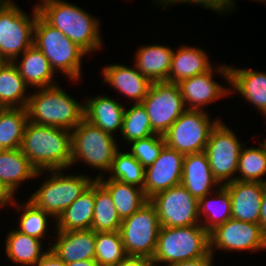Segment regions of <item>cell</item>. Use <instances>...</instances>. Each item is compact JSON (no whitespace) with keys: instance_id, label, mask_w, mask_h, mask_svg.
<instances>
[{"instance_id":"6da1fadb","label":"cell","mask_w":266,"mask_h":266,"mask_svg":"<svg viewBox=\"0 0 266 266\" xmlns=\"http://www.w3.org/2000/svg\"><path fill=\"white\" fill-rule=\"evenodd\" d=\"M39 2V3H38ZM36 3L39 16L59 29L87 55L104 47L100 20L75 3L64 0H40Z\"/></svg>"},{"instance_id":"7a4b0ae2","label":"cell","mask_w":266,"mask_h":266,"mask_svg":"<svg viewBox=\"0 0 266 266\" xmlns=\"http://www.w3.org/2000/svg\"><path fill=\"white\" fill-rule=\"evenodd\" d=\"M71 130L37 125L28 121L20 149L37 171L69 169Z\"/></svg>"},{"instance_id":"3957f363","label":"cell","mask_w":266,"mask_h":266,"mask_svg":"<svg viewBox=\"0 0 266 266\" xmlns=\"http://www.w3.org/2000/svg\"><path fill=\"white\" fill-rule=\"evenodd\" d=\"M59 85L31 90L28 119L37 125L72 131L84 119V101H77Z\"/></svg>"},{"instance_id":"277c9868","label":"cell","mask_w":266,"mask_h":266,"mask_svg":"<svg viewBox=\"0 0 266 266\" xmlns=\"http://www.w3.org/2000/svg\"><path fill=\"white\" fill-rule=\"evenodd\" d=\"M71 164L78 162L99 170L95 179L105 176L111 169L114 156L120 149L117 136L103 131L85 118L71 131ZM119 144V145H118Z\"/></svg>"},{"instance_id":"5b68a950","label":"cell","mask_w":266,"mask_h":266,"mask_svg":"<svg viewBox=\"0 0 266 266\" xmlns=\"http://www.w3.org/2000/svg\"><path fill=\"white\" fill-rule=\"evenodd\" d=\"M33 45L43 52L57 75L59 72L65 76V79L68 78V81H74V84L81 81L82 61L87 54L39 15L34 26Z\"/></svg>"},{"instance_id":"8992f818","label":"cell","mask_w":266,"mask_h":266,"mask_svg":"<svg viewBox=\"0 0 266 266\" xmlns=\"http://www.w3.org/2000/svg\"><path fill=\"white\" fill-rule=\"evenodd\" d=\"M209 252V233L201 224L186 227H160L152 262L154 266H168L202 258Z\"/></svg>"},{"instance_id":"52a82bcc","label":"cell","mask_w":266,"mask_h":266,"mask_svg":"<svg viewBox=\"0 0 266 266\" xmlns=\"http://www.w3.org/2000/svg\"><path fill=\"white\" fill-rule=\"evenodd\" d=\"M65 169L46 170L47 177L43 183L27 198L36 207L50 214L54 221L68 208L95 178L84 173H64Z\"/></svg>"},{"instance_id":"ba28073f","label":"cell","mask_w":266,"mask_h":266,"mask_svg":"<svg viewBox=\"0 0 266 266\" xmlns=\"http://www.w3.org/2000/svg\"><path fill=\"white\" fill-rule=\"evenodd\" d=\"M31 15L21 10L14 0L0 5V58L12 62L33 45L34 26L39 15L36 4Z\"/></svg>"},{"instance_id":"9c48e42d","label":"cell","mask_w":266,"mask_h":266,"mask_svg":"<svg viewBox=\"0 0 266 266\" xmlns=\"http://www.w3.org/2000/svg\"><path fill=\"white\" fill-rule=\"evenodd\" d=\"M220 120L212 119L208 111L187 109L164 133L165 144L184 155L203 152Z\"/></svg>"},{"instance_id":"30bf717a","label":"cell","mask_w":266,"mask_h":266,"mask_svg":"<svg viewBox=\"0 0 266 266\" xmlns=\"http://www.w3.org/2000/svg\"><path fill=\"white\" fill-rule=\"evenodd\" d=\"M160 224L154 205L148 200L138 211L122 220L119 229L127 256L152 260Z\"/></svg>"},{"instance_id":"8fae6325","label":"cell","mask_w":266,"mask_h":266,"mask_svg":"<svg viewBox=\"0 0 266 266\" xmlns=\"http://www.w3.org/2000/svg\"><path fill=\"white\" fill-rule=\"evenodd\" d=\"M223 120L211 130L204 152L220 185L236 180L238 160L245 143ZM236 174V175H235Z\"/></svg>"},{"instance_id":"7c38bea8","label":"cell","mask_w":266,"mask_h":266,"mask_svg":"<svg viewBox=\"0 0 266 266\" xmlns=\"http://www.w3.org/2000/svg\"><path fill=\"white\" fill-rule=\"evenodd\" d=\"M141 104L144 106L156 134L164 135L187 110L178 84L153 82Z\"/></svg>"},{"instance_id":"4fadbf2b","label":"cell","mask_w":266,"mask_h":266,"mask_svg":"<svg viewBox=\"0 0 266 266\" xmlns=\"http://www.w3.org/2000/svg\"><path fill=\"white\" fill-rule=\"evenodd\" d=\"M210 252H259L266 250V233L260 224L229 219L209 233Z\"/></svg>"},{"instance_id":"5bb4252c","label":"cell","mask_w":266,"mask_h":266,"mask_svg":"<svg viewBox=\"0 0 266 266\" xmlns=\"http://www.w3.org/2000/svg\"><path fill=\"white\" fill-rule=\"evenodd\" d=\"M216 65V67L212 66L207 72L195 75L178 83L186 109L207 111V108L211 104L217 102L216 100L220 101L221 98L224 99L226 96L230 97V86L220 84L214 77L215 75H219L221 79L228 82H225V84H230L229 65Z\"/></svg>"},{"instance_id":"9a60e30c","label":"cell","mask_w":266,"mask_h":266,"mask_svg":"<svg viewBox=\"0 0 266 266\" xmlns=\"http://www.w3.org/2000/svg\"><path fill=\"white\" fill-rule=\"evenodd\" d=\"M154 205L160 227H186L200 224L198 199L181 184L154 195Z\"/></svg>"},{"instance_id":"2e32d148","label":"cell","mask_w":266,"mask_h":266,"mask_svg":"<svg viewBox=\"0 0 266 266\" xmlns=\"http://www.w3.org/2000/svg\"><path fill=\"white\" fill-rule=\"evenodd\" d=\"M184 156L165 145L157 159L145 168L143 191L148 200L157 193L180 184Z\"/></svg>"},{"instance_id":"e0dca14e","label":"cell","mask_w":266,"mask_h":266,"mask_svg":"<svg viewBox=\"0 0 266 266\" xmlns=\"http://www.w3.org/2000/svg\"><path fill=\"white\" fill-rule=\"evenodd\" d=\"M53 229L54 235L51 238L55 241L49 240L48 246L64 263L95 260V231L91 229L55 231V226Z\"/></svg>"},{"instance_id":"ac0fdd59","label":"cell","mask_w":266,"mask_h":266,"mask_svg":"<svg viewBox=\"0 0 266 266\" xmlns=\"http://www.w3.org/2000/svg\"><path fill=\"white\" fill-rule=\"evenodd\" d=\"M103 84L117 90L122 97L128 98L133 104L141 103L146 97L151 82L134 66L113 63L106 64L102 70Z\"/></svg>"},{"instance_id":"d6986e66","label":"cell","mask_w":266,"mask_h":266,"mask_svg":"<svg viewBox=\"0 0 266 266\" xmlns=\"http://www.w3.org/2000/svg\"><path fill=\"white\" fill-rule=\"evenodd\" d=\"M229 68L230 95L239 94L247 101L245 103L253 105L266 121V72L246 68V65L245 68L229 65Z\"/></svg>"},{"instance_id":"ffe728a7","label":"cell","mask_w":266,"mask_h":266,"mask_svg":"<svg viewBox=\"0 0 266 266\" xmlns=\"http://www.w3.org/2000/svg\"><path fill=\"white\" fill-rule=\"evenodd\" d=\"M96 95L88 96L84 101V118L114 136L121 133L126 104L105 93Z\"/></svg>"},{"instance_id":"44dd1931","label":"cell","mask_w":266,"mask_h":266,"mask_svg":"<svg viewBox=\"0 0 266 266\" xmlns=\"http://www.w3.org/2000/svg\"><path fill=\"white\" fill-rule=\"evenodd\" d=\"M224 186L230 193L232 218L260 224L263 183L235 180Z\"/></svg>"},{"instance_id":"7402d4cb","label":"cell","mask_w":266,"mask_h":266,"mask_svg":"<svg viewBox=\"0 0 266 266\" xmlns=\"http://www.w3.org/2000/svg\"><path fill=\"white\" fill-rule=\"evenodd\" d=\"M180 184L200 199L215 191L220 184L213 177L206 153L186 154Z\"/></svg>"},{"instance_id":"603a6c76","label":"cell","mask_w":266,"mask_h":266,"mask_svg":"<svg viewBox=\"0 0 266 266\" xmlns=\"http://www.w3.org/2000/svg\"><path fill=\"white\" fill-rule=\"evenodd\" d=\"M134 54V66L151 83L168 79L175 48L169 45L144 44Z\"/></svg>"},{"instance_id":"cb8c5ba5","label":"cell","mask_w":266,"mask_h":266,"mask_svg":"<svg viewBox=\"0 0 266 266\" xmlns=\"http://www.w3.org/2000/svg\"><path fill=\"white\" fill-rule=\"evenodd\" d=\"M12 62L30 89L51 87L60 83L56 82L57 75L51 68L48 59L35 45L30 46Z\"/></svg>"},{"instance_id":"d4e9b609","label":"cell","mask_w":266,"mask_h":266,"mask_svg":"<svg viewBox=\"0 0 266 266\" xmlns=\"http://www.w3.org/2000/svg\"><path fill=\"white\" fill-rule=\"evenodd\" d=\"M201 47L184 45L177 47L172 55L171 68L166 82L178 84L182 80L207 72L211 64L210 56Z\"/></svg>"},{"instance_id":"484cf974","label":"cell","mask_w":266,"mask_h":266,"mask_svg":"<svg viewBox=\"0 0 266 266\" xmlns=\"http://www.w3.org/2000/svg\"><path fill=\"white\" fill-rule=\"evenodd\" d=\"M45 171H37L29 162L28 157L18 149H6L0 154V181L14 194L23 182L41 178Z\"/></svg>"},{"instance_id":"4316f807","label":"cell","mask_w":266,"mask_h":266,"mask_svg":"<svg viewBox=\"0 0 266 266\" xmlns=\"http://www.w3.org/2000/svg\"><path fill=\"white\" fill-rule=\"evenodd\" d=\"M9 230L4 240V252L6 258L13 262V264L34 266L49 250V247H46V242L21 233L16 227Z\"/></svg>"},{"instance_id":"83f0119b","label":"cell","mask_w":266,"mask_h":266,"mask_svg":"<svg viewBox=\"0 0 266 266\" xmlns=\"http://www.w3.org/2000/svg\"><path fill=\"white\" fill-rule=\"evenodd\" d=\"M198 213L200 224L208 233L231 219L232 204L228 189L220 185L211 194L198 199Z\"/></svg>"},{"instance_id":"f1b7e54d","label":"cell","mask_w":266,"mask_h":266,"mask_svg":"<svg viewBox=\"0 0 266 266\" xmlns=\"http://www.w3.org/2000/svg\"><path fill=\"white\" fill-rule=\"evenodd\" d=\"M95 207L94 182L55 220V231L89 230Z\"/></svg>"},{"instance_id":"f546056e","label":"cell","mask_w":266,"mask_h":266,"mask_svg":"<svg viewBox=\"0 0 266 266\" xmlns=\"http://www.w3.org/2000/svg\"><path fill=\"white\" fill-rule=\"evenodd\" d=\"M105 177L96 180L110 193L121 220L131 216L148 201L143 188Z\"/></svg>"},{"instance_id":"4dcf8cb0","label":"cell","mask_w":266,"mask_h":266,"mask_svg":"<svg viewBox=\"0 0 266 266\" xmlns=\"http://www.w3.org/2000/svg\"><path fill=\"white\" fill-rule=\"evenodd\" d=\"M13 62L0 67V108H26L31 91Z\"/></svg>"},{"instance_id":"1f68e13d","label":"cell","mask_w":266,"mask_h":266,"mask_svg":"<svg viewBox=\"0 0 266 266\" xmlns=\"http://www.w3.org/2000/svg\"><path fill=\"white\" fill-rule=\"evenodd\" d=\"M12 207L16 209L15 210L16 212H19V218H18L19 220L17 221L18 225L16 226L17 227L16 229L18 231L42 241L46 237L50 236L49 233L52 232L48 228L51 227L50 226L51 223L52 225H55L53 224L55 223V221L52 222L54 218L50 214L36 207L29 200L21 203L18 202L16 199Z\"/></svg>"},{"instance_id":"d6a6232c","label":"cell","mask_w":266,"mask_h":266,"mask_svg":"<svg viewBox=\"0 0 266 266\" xmlns=\"http://www.w3.org/2000/svg\"><path fill=\"white\" fill-rule=\"evenodd\" d=\"M95 207L91 230L95 232L119 231L121 218L117 214L115 204L110 193L95 179L94 180Z\"/></svg>"},{"instance_id":"836d02e7","label":"cell","mask_w":266,"mask_h":266,"mask_svg":"<svg viewBox=\"0 0 266 266\" xmlns=\"http://www.w3.org/2000/svg\"><path fill=\"white\" fill-rule=\"evenodd\" d=\"M28 121L26 108H0V142L5 149L20 148Z\"/></svg>"},{"instance_id":"e575fe53","label":"cell","mask_w":266,"mask_h":266,"mask_svg":"<svg viewBox=\"0 0 266 266\" xmlns=\"http://www.w3.org/2000/svg\"><path fill=\"white\" fill-rule=\"evenodd\" d=\"M129 106L125 107L119 139L125 144H130L132 141L156 134L151 128L150 119L144 106L141 103Z\"/></svg>"},{"instance_id":"d590c367","label":"cell","mask_w":266,"mask_h":266,"mask_svg":"<svg viewBox=\"0 0 266 266\" xmlns=\"http://www.w3.org/2000/svg\"><path fill=\"white\" fill-rule=\"evenodd\" d=\"M266 152L261 144L258 147L244 145L238 160L237 181L265 183Z\"/></svg>"},{"instance_id":"8d00e7d4","label":"cell","mask_w":266,"mask_h":266,"mask_svg":"<svg viewBox=\"0 0 266 266\" xmlns=\"http://www.w3.org/2000/svg\"><path fill=\"white\" fill-rule=\"evenodd\" d=\"M119 149L108 172V178L143 188L145 168L127 150Z\"/></svg>"},{"instance_id":"74e56055","label":"cell","mask_w":266,"mask_h":266,"mask_svg":"<svg viewBox=\"0 0 266 266\" xmlns=\"http://www.w3.org/2000/svg\"><path fill=\"white\" fill-rule=\"evenodd\" d=\"M126 256L119 231L96 232L95 261L98 264L120 263Z\"/></svg>"},{"instance_id":"f35d334b","label":"cell","mask_w":266,"mask_h":266,"mask_svg":"<svg viewBox=\"0 0 266 266\" xmlns=\"http://www.w3.org/2000/svg\"><path fill=\"white\" fill-rule=\"evenodd\" d=\"M129 145L130 149L126 150L146 168L157 159L166 144L163 135L154 134L146 138L132 141Z\"/></svg>"},{"instance_id":"ab89813d","label":"cell","mask_w":266,"mask_h":266,"mask_svg":"<svg viewBox=\"0 0 266 266\" xmlns=\"http://www.w3.org/2000/svg\"><path fill=\"white\" fill-rule=\"evenodd\" d=\"M154 5L164 10L166 7L169 9L171 6H176L177 4H195L196 6L204 7L203 9H210L216 14L225 15V14H234L232 11H236V0H154ZM170 6V7H169ZM236 8V10H235Z\"/></svg>"},{"instance_id":"60d3db41","label":"cell","mask_w":266,"mask_h":266,"mask_svg":"<svg viewBox=\"0 0 266 266\" xmlns=\"http://www.w3.org/2000/svg\"><path fill=\"white\" fill-rule=\"evenodd\" d=\"M215 256L209 252L206 256L199 259L186 260L183 262H177L168 266H214Z\"/></svg>"},{"instance_id":"b9f144b4","label":"cell","mask_w":266,"mask_h":266,"mask_svg":"<svg viewBox=\"0 0 266 266\" xmlns=\"http://www.w3.org/2000/svg\"><path fill=\"white\" fill-rule=\"evenodd\" d=\"M17 196L0 181V208H5L6 206H13L16 201Z\"/></svg>"},{"instance_id":"7bdbcfd3","label":"cell","mask_w":266,"mask_h":266,"mask_svg":"<svg viewBox=\"0 0 266 266\" xmlns=\"http://www.w3.org/2000/svg\"><path fill=\"white\" fill-rule=\"evenodd\" d=\"M34 266H65V263L49 248Z\"/></svg>"},{"instance_id":"ee69618b","label":"cell","mask_w":266,"mask_h":266,"mask_svg":"<svg viewBox=\"0 0 266 266\" xmlns=\"http://www.w3.org/2000/svg\"><path fill=\"white\" fill-rule=\"evenodd\" d=\"M120 266H154L151 259L145 257L126 256Z\"/></svg>"},{"instance_id":"f6af8a7d","label":"cell","mask_w":266,"mask_h":266,"mask_svg":"<svg viewBox=\"0 0 266 266\" xmlns=\"http://www.w3.org/2000/svg\"><path fill=\"white\" fill-rule=\"evenodd\" d=\"M260 225L263 231L266 233V182L263 183V193L260 210Z\"/></svg>"},{"instance_id":"bcb514c9","label":"cell","mask_w":266,"mask_h":266,"mask_svg":"<svg viewBox=\"0 0 266 266\" xmlns=\"http://www.w3.org/2000/svg\"><path fill=\"white\" fill-rule=\"evenodd\" d=\"M65 266H98V263L95 260H84L65 263Z\"/></svg>"},{"instance_id":"7dc6e473","label":"cell","mask_w":266,"mask_h":266,"mask_svg":"<svg viewBox=\"0 0 266 266\" xmlns=\"http://www.w3.org/2000/svg\"><path fill=\"white\" fill-rule=\"evenodd\" d=\"M98 266H120L119 263H115V264H98Z\"/></svg>"},{"instance_id":"c3c4849f","label":"cell","mask_w":266,"mask_h":266,"mask_svg":"<svg viewBox=\"0 0 266 266\" xmlns=\"http://www.w3.org/2000/svg\"><path fill=\"white\" fill-rule=\"evenodd\" d=\"M259 143L263 146V148H264V150H265V152H266V138L264 139V142L261 141V142H259Z\"/></svg>"},{"instance_id":"681fc988","label":"cell","mask_w":266,"mask_h":266,"mask_svg":"<svg viewBox=\"0 0 266 266\" xmlns=\"http://www.w3.org/2000/svg\"><path fill=\"white\" fill-rule=\"evenodd\" d=\"M6 149L4 148V146L1 144V142H0V154L2 153V152H4Z\"/></svg>"},{"instance_id":"f907efd6","label":"cell","mask_w":266,"mask_h":266,"mask_svg":"<svg viewBox=\"0 0 266 266\" xmlns=\"http://www.w3.org/2000/svg\"><path fill=\"white\" fill-rule=\"evenodd\" d=\"M5 61L2 59V58H0V67H1V65L4 63Z\"/></svg>"},{"instance_id":"816d5d0a","label":"cell","mask_w":266,"mask_h":266,"mask_svg":"<svg viewBox=\"0 0 266 266\" xmlns=\"http://www.w3.org/2000/svg\"><path fill=\"white\" fill-rule=\"evenodd\" d=\"M253 1H254V2H255V1H257V2H258V1L260 2V1H261V3H262V2H266V0H252V2H253Z\"/></svg>"}]
</instances>
